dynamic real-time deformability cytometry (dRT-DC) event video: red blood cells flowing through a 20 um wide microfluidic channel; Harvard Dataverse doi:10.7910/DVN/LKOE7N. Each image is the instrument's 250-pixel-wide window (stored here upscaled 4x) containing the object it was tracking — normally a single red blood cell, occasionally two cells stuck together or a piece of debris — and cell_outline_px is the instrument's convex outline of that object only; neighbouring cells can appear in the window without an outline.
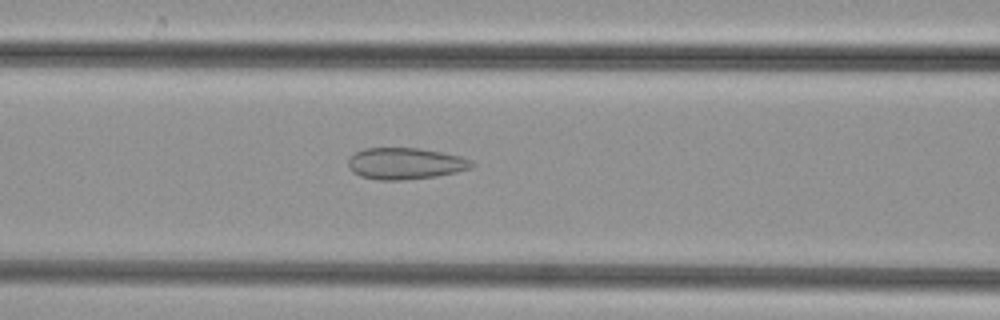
{"species": "common noctule bat (a hibernating species)", "species_latin": "Nyctalus noctula", "temperature_condition": "cold", "stored_images_in_passage": 35, "camera_frame_rate_fps": 3000, "um_per_image_px": 0.085, "animal": {"sex": "female", "body_mass_g": 29.2, "forearm_length_mm": 56.3}, "frame": {"image": 1, "passage_image": 6, "time_ms": 1.667, "image_size_px": [1000, 320], "cell_outline_px": [[476, 164], [472, 168], [456, 172], [436, 176], [400, 180], [380, 180], [360, 176], [352, 172], [348, 168], [348, 160], [356, 152], [364, 148], [420, 148], [460, 156], [472, 160]], "centroid_in_image_um": [34.46, 13.9], "position_along_channel_um": 132.1, "area_um2": 22.72}}
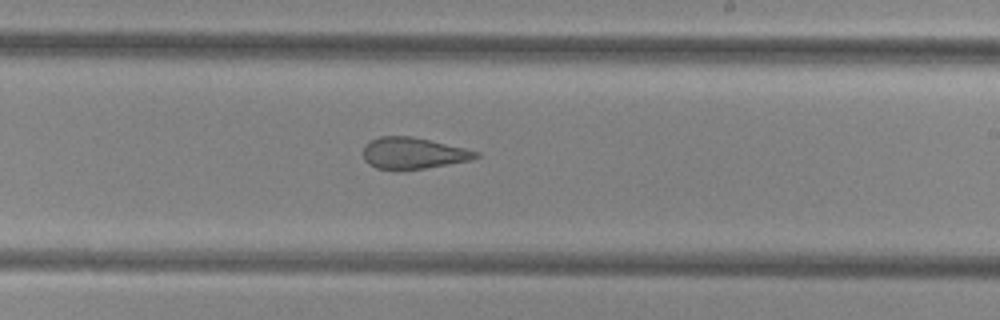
{"frame": {"image": 2, "passage_image": 15, "time_ms": 4.667, "image_size_px": [1000, 320], "cell_outline_px": [[480, 156], [472, 160], [400, 172], [376, 168], [368, 164], [364, 160], [364, 144], [380, 136], [412, 136], [464, 148], [480, 152]], "centroid_in_image_um": [35.09, 13.05], "position_along_channel_um": 253.9, "area_um2": 20.92}}
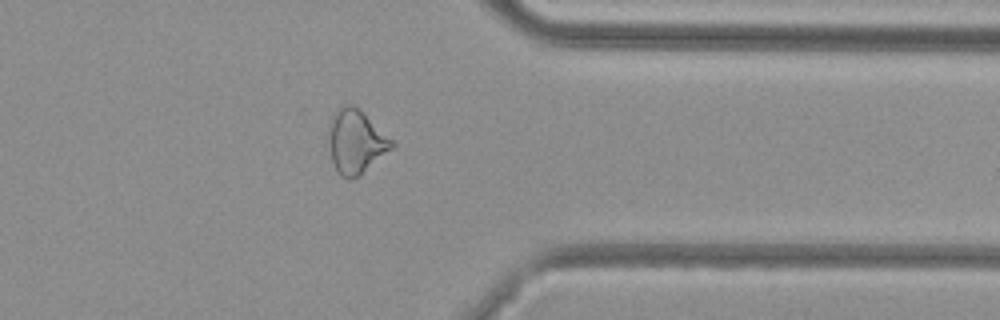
{"frame": {"image": 3, "passage_image": 25, "time_ms": 8.0, "image_size_px": [1000, 320], "cell_outline_px": [[396, 148], [360, 176], [352, 180], [340, 176], [332, 164], [328, 144], [328, 124], [336, 112], [344, 104], [352, 104], [364, 112], [396, 144]], "centroid_in_image_um": [30.27, 12.09], "position_along_channel_um": 381.1, "area_um2": 24.1}}